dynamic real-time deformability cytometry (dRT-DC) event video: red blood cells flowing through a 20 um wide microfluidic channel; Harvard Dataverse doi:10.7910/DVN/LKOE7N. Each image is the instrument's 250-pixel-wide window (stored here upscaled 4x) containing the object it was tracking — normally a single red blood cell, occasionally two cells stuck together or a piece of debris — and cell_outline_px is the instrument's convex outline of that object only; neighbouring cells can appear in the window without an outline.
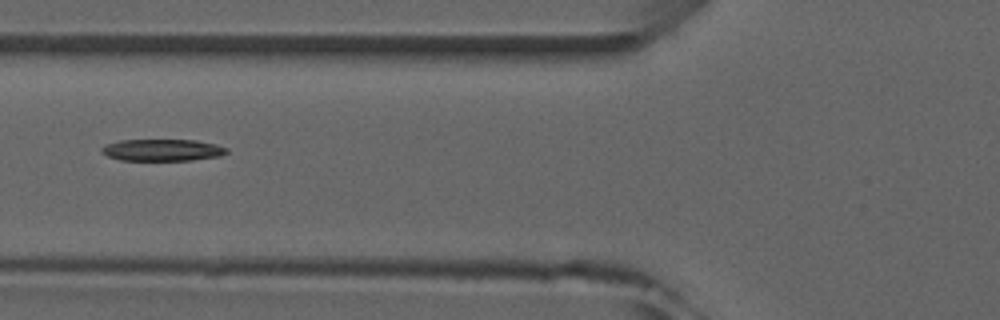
{"species": "common noctule bat (a hibernating species)", "species_latin": "Nyctalus noctula", "temperature_condition": "room temperature", "stored_images_in_passage": 7, "camera_frame_rate_fps": 3000, "um_per_image_px": 0.085, "animal": {"sex": "male", "forearm_length_mm": 52.5}, "frame": {"image": 1, "passage_image": 5, "time_ms": 5.333, "image_size_px": [1000, 320], "cell_outline_px": [[228, 152], [220, 156], [192, 160], [120, 160], [108, 156], [100, 152], [100, 148], [104, 144], [120, 140], [196, 140], [216, 144], [228, 148]], "centroid_in_image_um": [13.78, 12.75], "position_along_channel_um": 112.0, "area_um2": 16.01}}
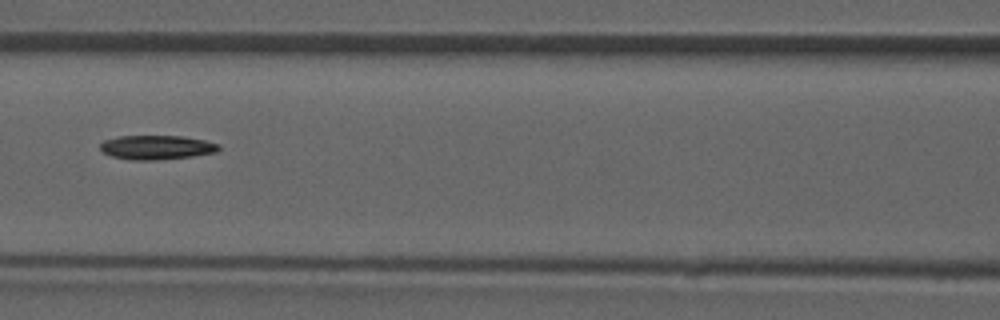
{"frame": {"image": 2, "passage_image": 6, "time_ms": 6.333, "image_size_px": [1000, 320], "cell_outline_px": [[220, 148], [216, 152], [192, 156], [152, 160], [132, 160], [112, 156], [104, 152], [100, 148], [100, 144], [104, 140], [120, 136], [184, 136], [204, 140], [220, 144]], "centroid_in_image_um": [13.33, 12.52], "position_along_channel_um": 153.3, "area_um2": 16.59}}